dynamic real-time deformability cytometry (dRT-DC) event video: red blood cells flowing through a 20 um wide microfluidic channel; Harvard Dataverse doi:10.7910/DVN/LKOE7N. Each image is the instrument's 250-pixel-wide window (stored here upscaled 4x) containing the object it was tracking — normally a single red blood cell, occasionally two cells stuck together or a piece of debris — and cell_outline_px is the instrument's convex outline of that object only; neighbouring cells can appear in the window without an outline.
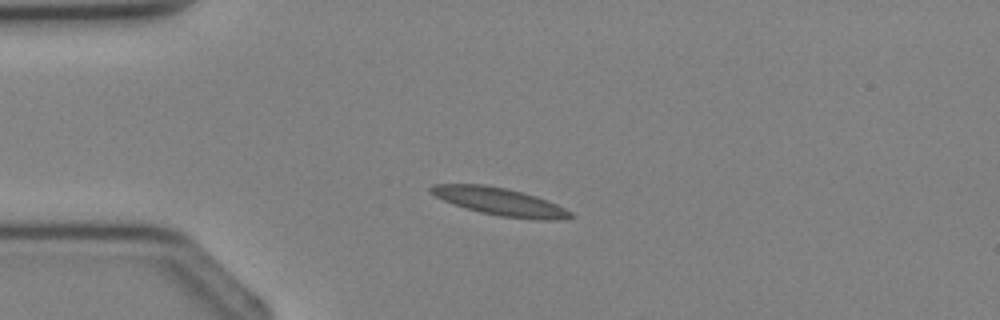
{"species": "Egyptian fruit bat (a non-hibernating species)", "species_latin": "Rousettus aegyptiacus", "temperature_condition": "cold", "stored_images_in_passage": 3, "camera_frame_rate_fps": 3000, "um_per_image_px": 0.085, "animal": {"sex": "female"}, "frame": {"image": 1, "passage_image": 2, "time_ms": 1.333, "image_size_px": [1000, 320], "cell_outline_px": [[576, 216], [560, 220], [540, 220], [500, 216], [480, 212], [444, 200], [428, 192], [428, 188], [432, 184], [484, 184], [504, 188], [536, 196], [548, 200], [572, 212]], "centroid_in_image_um": [42.51, 17.14], "position_along_channel_um": 42.5, "area_um2": 22.31}}